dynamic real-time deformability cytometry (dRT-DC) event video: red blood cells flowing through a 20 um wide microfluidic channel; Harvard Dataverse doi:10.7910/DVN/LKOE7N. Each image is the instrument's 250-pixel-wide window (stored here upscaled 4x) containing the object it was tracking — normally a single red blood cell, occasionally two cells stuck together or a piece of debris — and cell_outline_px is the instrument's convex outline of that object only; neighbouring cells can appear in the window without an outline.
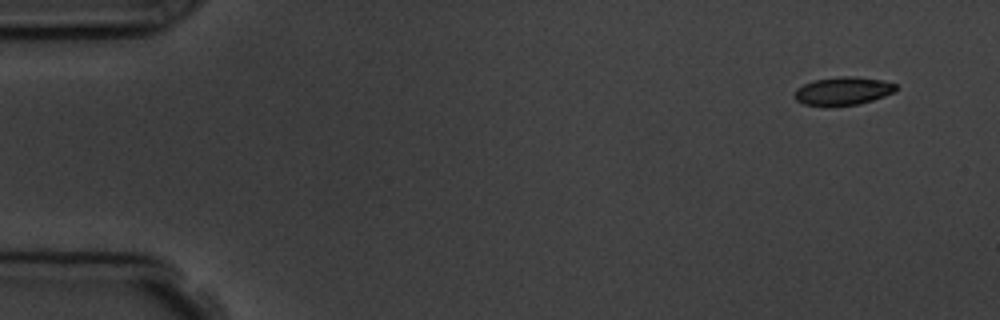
{"species": "common noctule bat (a hibernating species)", "species_latin": "Nyctalus noctula", "temperature_condition": "room temperature", "stored_images_in_passage": 8, "camera_frame_rate_fps": 3000, "um_per_image_px": 0.085, "animal": {"sex": "male", "body_mass_g": 19.5, "forearm_length_mm": 54.6}, "frame": {"image": 1, "passage_image": 1, "time_ms": 0.0, "image_size_px": [1000, 320], "cell_outline_px": [[896, 88], [892, 92], [884, 96], [872, 100], [856, 104], [804, 104], [796, 100], [796, 88], [812, 80], [840, 76], [856, 76], [884, 80], [896, 84]], "centroid_in_image_um": [71.67, 7.69], "position_along_channel_um": 13.3, "area_um2": 16.13}}
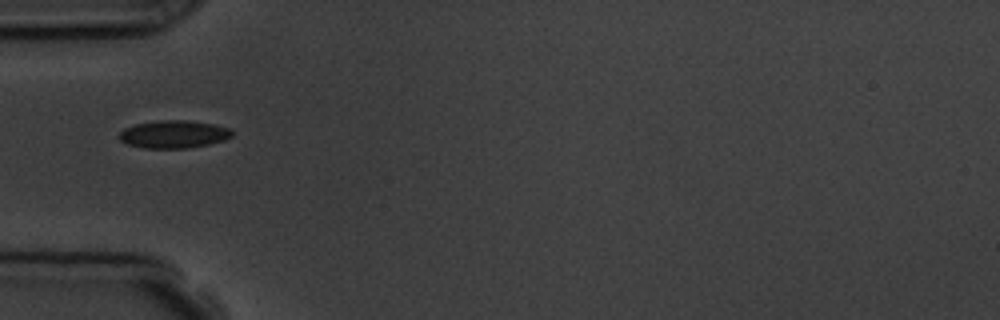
{"frame": {"image": 2, "passage_image": 5, "time_ms": 4.667, "image_size_px": [1000, 320], "cell_outline_px": [[232, 136], [224, 140], [208, 144], [188, 148], [144, 148], [128, 144], [120, 140], [116, 136], [124, 128], [136, 124], [160, 120], [188, 120], [212, 124], [228, 128], [232, 132]], "centroid_in_image_um": [14.73, 11.41], "position_along_channel_um": 70.3, "area_um2": 18.15}}
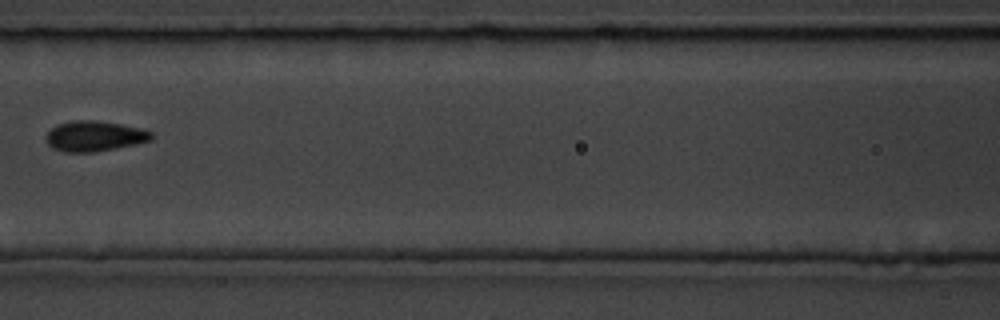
{"frame": {"image": 3, "passage_image": 7, "time_ms": 7.0, "image_size_px": [1000, 320], "cell_outline_px": [[156, 136], [152, 140], [136, 144], [92, 152], [64, 152], [52, 148], [48, 144], [48, 132], [56, 124], [72, 120], [92, 120], [120, 124], [140, 128], [152, 132]], "centroid_in_image_um": [8.06, 11.56], "position_along_channel_um": 158.5, "area_um2": 18.55}}